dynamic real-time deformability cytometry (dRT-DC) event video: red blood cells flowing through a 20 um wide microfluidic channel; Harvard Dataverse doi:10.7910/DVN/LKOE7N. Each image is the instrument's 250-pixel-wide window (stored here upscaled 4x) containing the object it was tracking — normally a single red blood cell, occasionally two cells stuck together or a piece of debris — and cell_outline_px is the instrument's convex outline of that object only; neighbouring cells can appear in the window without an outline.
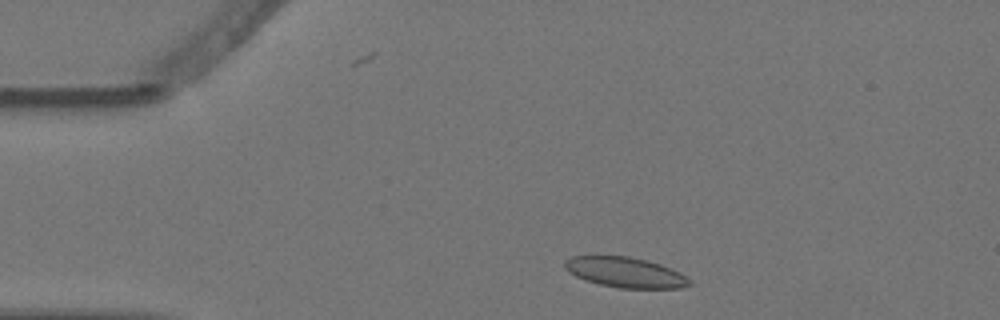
{"species": "Egyptian fruit bat (a non-hibernating species)", "species_latin": "Rousettus aegyptiacus", "temperature_condition": "warm", "stored_images_in_passage": 5, "camera_frame_rate_fps": 3000, "um_per_image_px": 0.085, "animal": {"sex": "female"}, "frame": {"image": 1, "passage_image": 1, "time_ms": 0.0, "image_size_px": [1000, 320], "cell_outline_px": [[692, 284], [680, 288], [620, 288], [600, 284], [576, 276], [568, 272], [564, 268], [564, 260], [572, 256], [628, 256], [648, 260], [660, 264], [680, 272]], "centroid_in_image_um": [53.13, 23.14], "position_along_channel_um": 31.9, "area_um2": 21.85}}
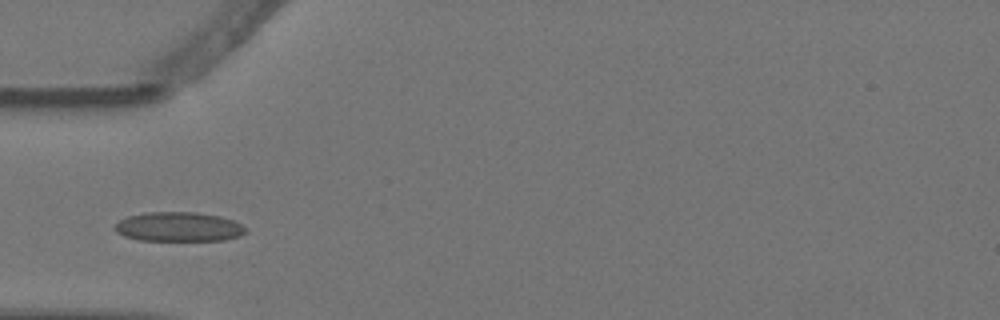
{"frame": {"image": 2, "passage_image": 3, "time_ms": 0.667, "image_size_px": [1000, 320], "cell_outline_px": [[248, 232], [240, 236], [224, 240], [140, 240], [124, 236], [116, 232], [112, 228], [120, 220], [128, 216], [144, 212], [196, 212], [220, 216], [232, 220], [248, 228]], "centroid_in_image_um": [15.19, 19.27], "position_along_channel_um": 69.8, "area_um2": 22.54}}
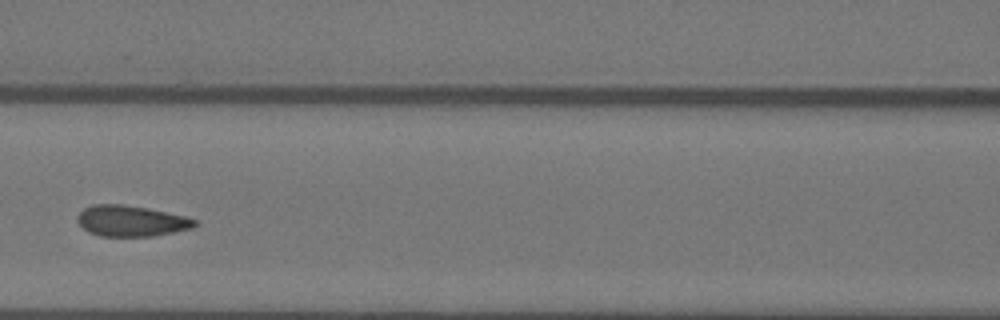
{"frame": {"image": 3, "passage_image": 5, "time_ms": 1.333, "image_size_px": [1000, 320], "cell_outline_px": [[196, 224], [192, 228], [152, 236], [100, 236], [88, 232], [76, 220], [76, 216], [84, 208], [92, 204], [120, 204], [148, 208], [184, 216], [196, 220]], "centroid_in_image_um": [11.1, 18.77], "position_along_channel_um": 155.5, "area_um2": 20.98}}